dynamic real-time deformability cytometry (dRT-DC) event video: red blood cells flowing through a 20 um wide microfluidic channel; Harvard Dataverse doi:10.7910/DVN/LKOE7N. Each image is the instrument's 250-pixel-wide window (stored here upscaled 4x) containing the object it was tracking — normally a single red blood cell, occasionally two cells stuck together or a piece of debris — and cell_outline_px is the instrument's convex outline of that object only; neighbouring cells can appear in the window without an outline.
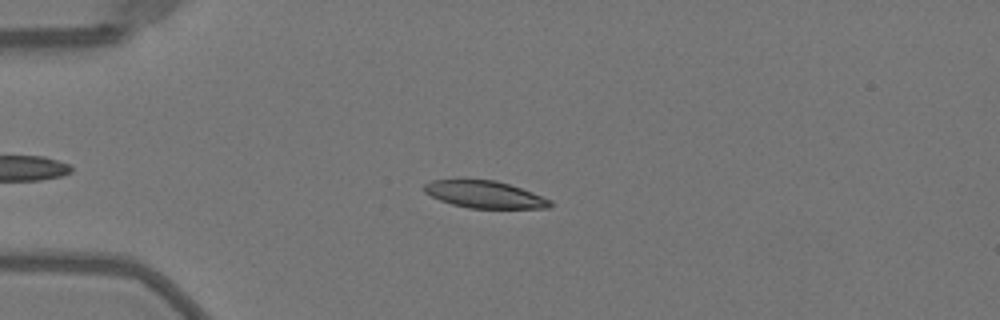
{"species": "Egyptian fruit bat (a non-hibernating species)", "species_latin": "Rousettus aegyptiacus", "temperature_condition": "warm", "stored_images_in_passage": 43, "camera_frame_rate_fps": 3000, "um_per_image_px": 0.085, "animal": {"sex": "female"}, "frame": {"image": 1, "passage_image": 13, "time_ms": 4.0, "image_size_px": [1000, 320], "cell_outline_px": [[552, 204], [548, 208], [468, 208], [452, 204], [440, 200], [424, 192], [424, 184], [432, 180], [496, 180], [532, 192], [552, 200]], "centroid_in_image_um": [41.2, 16.54], "position_along_channel_um": 43.8, "area_um2": 19.71}}
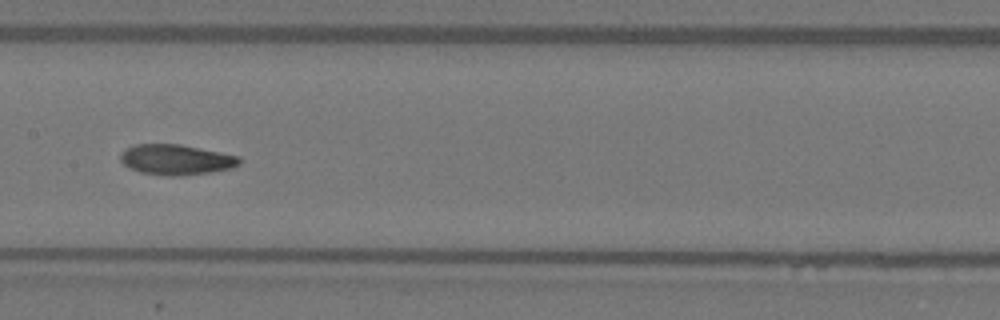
{"frame": {"image": 2, "passage_image": 26, "time_ms": 8.333, "image_size_px": [1000, 320], "cell_outline_px": [[240, 164], [232, 168], [212, 172], [176, 176], [168, 176], [140, 172], [124, 164], [120, 160], [120, 156], [128, 148], [136, 144], [180, 144], [240, 156]], "centroid_in_image_um": [15.01, 13.57], "position_along_channel_um": 192.4, "area_um2": 20.87}}
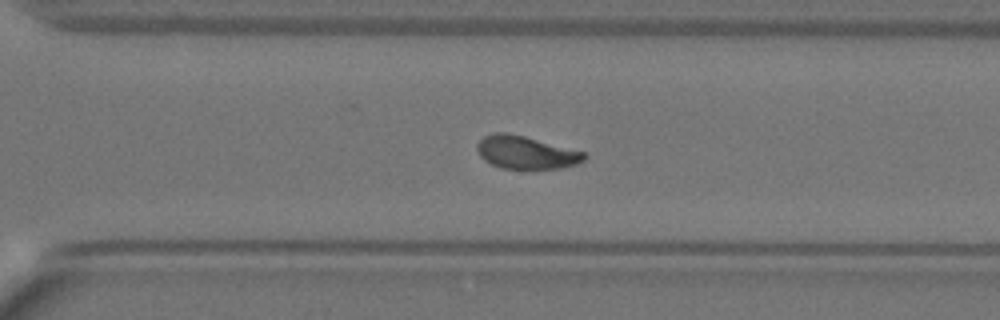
{"frame": {"image": 3, "passage_image": 36, "time_ms": 11.667, "image_size_px": [1000, 320], "cell_outline_px": [[588, 156], [584, 160], [576, 164], [560, 168], [504, 168], [492, 164], [484, 160], [480, 156], [476, 148], [476, 144], [484, 136], [492, 132], [508, 132], [524, 136], [584, 152]], "centroid_in_image_um": [44.67, 12.94], "position_along_channel_um": 325.9, "area_um2": 20.35}, "authors_computed_cell_mechanics": {"area_um2": 20.4612, "velocity_mm_per_s": 4.0285, "shape_relaxation_time_tau1_ms": 4.6702, "shape_relaxation_time_tau2_ms": 2.3608, "deformation_change_tau1": 0.1837, "deformation_change_tau2": 0.0718}}